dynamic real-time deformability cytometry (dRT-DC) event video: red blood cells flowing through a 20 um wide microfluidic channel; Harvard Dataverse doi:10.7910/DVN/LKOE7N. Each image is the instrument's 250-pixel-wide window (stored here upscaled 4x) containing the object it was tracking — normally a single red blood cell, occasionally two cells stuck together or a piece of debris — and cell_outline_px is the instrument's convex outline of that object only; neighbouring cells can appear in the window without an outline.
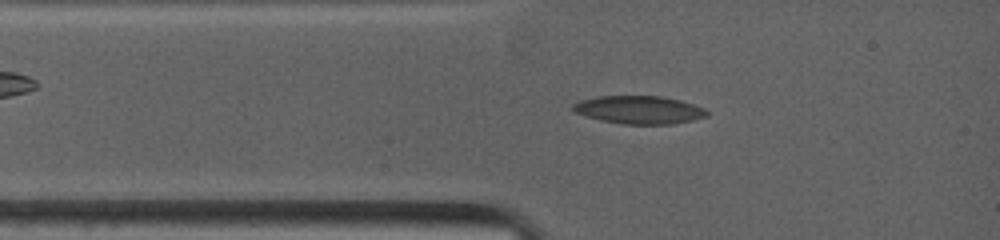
{"species": "common noctule bat (a hibernating species)", "species_latin": "Nyctalus noctula", "temperature_condition": "warm", "stored_images_in_passage": 15, "camera_frame_rate_fps": 4500, "um_per_image_px": 0.085, "animal": {"sex": "female", "body_mass_g": 19.0, "forearm_length_mm": 53.3}, "frame": {"image": 1, "passage_image": 4, "time_ms": 1.333, "image_size_px": [1000, 240], "cell_outline_px": [[708, 116], [692, 120], [672, 124], [620, 124], [600, 120], [576, 112], [572, 108], [572, 104], [580, 100], [596, 96], [660, 96], [680, 100], [704, 108], [708, 112]], "centroid_in_image_um": [54.32, 9.33], "position_along_channel_um": 30.7, "area_um2": 21.79}}
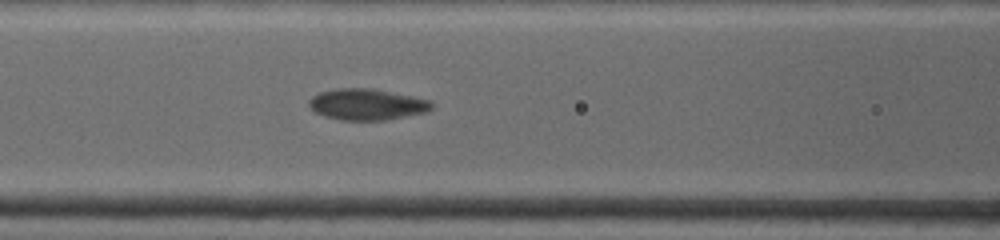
{"frame": {"image": 2, "passage_image": 10, "time_ms": 4.222, "image_size_px": [1000, 240], "cell_outline_px": [[432, 108], [428, 112], [388, 120], [340, 120], [324, 116], [316, 112], [308, 104], [308, 100], [312, 96], [320, 92], [336, 88], [372, 88], [412, 96], [428, 100], [432, 104]], "centroid_in_image_um": [31.18, 8.88], "position_along_channel_um": 135.4, "area_um2": 22.37}}
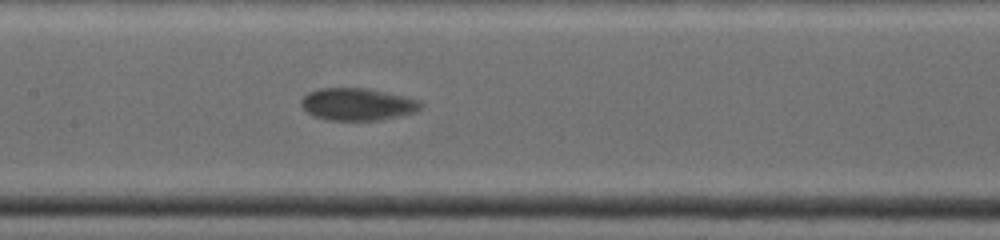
{"frame": {"image": 3, "passage_image": 13, "time_ms": 5.333, "image_size_px": [1000, 240], "cell_outline_px": [[424, 104], [416, 112], [380, 120], [328, 120], [316, 116], [308, 112], [300, 104], [300, 100], [308, 92], [320, 88], [368, 88], [420, 100]], "centroid_in_image_um": [30.39, 8.86], "position_along_channel_um": 177.0, "area_um2": 22.43}}